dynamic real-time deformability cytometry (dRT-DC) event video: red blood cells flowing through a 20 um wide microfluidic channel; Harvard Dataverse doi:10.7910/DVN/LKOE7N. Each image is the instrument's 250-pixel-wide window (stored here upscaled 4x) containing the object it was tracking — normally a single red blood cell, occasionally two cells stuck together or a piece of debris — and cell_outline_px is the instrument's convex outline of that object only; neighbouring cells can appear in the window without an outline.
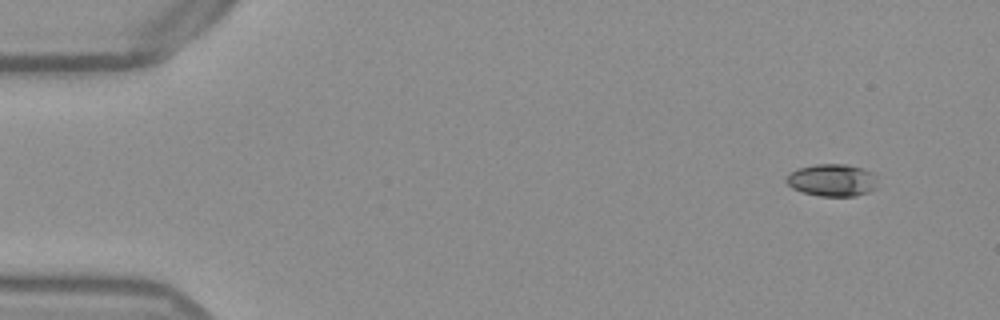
{"species": "Egyptian fruit bat (a non-hibernating species)", "species_latin": "Rousettus aegyptiacus", "temperature_condition": "warm", "stored_images_in_passage": 50, "camera_frame_rate_fps": 3000, "um_per_image_px": 0.085, "frame": {"image": 1, "passage_image": 1, "time_ms": 0.0, "image_size_px": [1000, 320], "cell_outline_px": [[876, 188], [868, 192], [856, 196], [820, 196], [804, 192], [792, 188], [784, 180], [792, 172], [800, 168], [816, 164], [848, 164], [864, 168], [872, 172], [876, 176]], "centroid_in_image_um": [70.77, 15.31], "position_along_channel_um": 14.2, "area_um2": 17.17}}
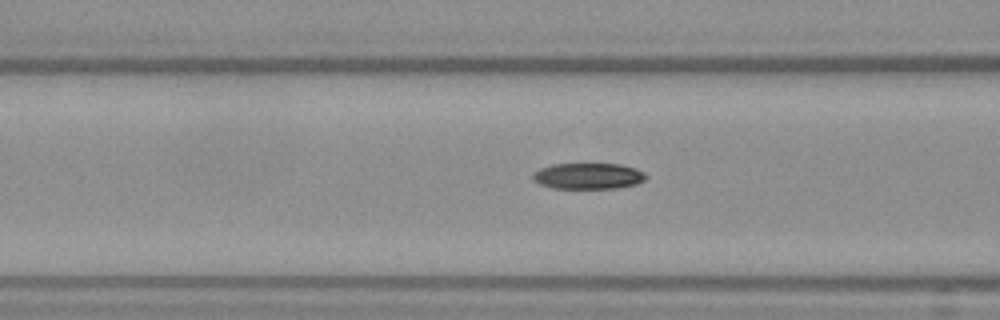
{"frame": {"image": 2, "passage_image": 18, "time_ms": 5.667, "image_size_px": [1000, 320], "cell_outline_px": [[648, 176], [644, 180], [636, 184], [616, 188], [552, 188], [540, 184], [532, 180], [532, 172], [540, 168], [552, 164], [620, 164], [636, 168], [644, 172]], "centroid_in_image_um": [49.98, 14.96], "position_along_channel_um": 116.6, "area_um2": 17.28}}
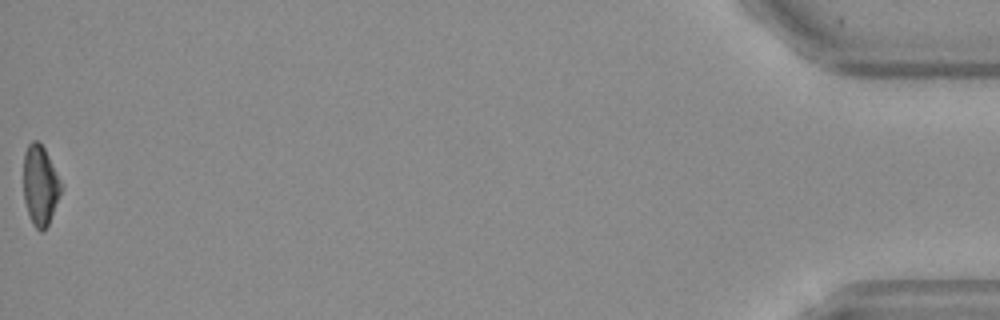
{"frame": {"image": 3, "passage_image": 50, "time_ms": 16.333, "image_size_px": [1000, 320], "cell_outline_px": [[64, 184], [48, 224], [44, 232], [40, 232], [32, 224], [24, 200], [24, 152], [28, 144], [32, 140], [36, 140], [44, 148]], "centroid_in_image_um": [3.43, 15.75], "position_along_channel_um": 431.8, "area_um2": 17.57}, "authors_computed_cell_mechanics": {"area_um2": 17.8024, "velocity_mm_per_s": 3.8849, "shape_relaxation_time_tau1_ms": 4.9225, "shape_relaxation_time_tau2_ms": 8.7722, "deformation_change_tau1": 0.1882, "deformation_change_tau2": 0.1559}}